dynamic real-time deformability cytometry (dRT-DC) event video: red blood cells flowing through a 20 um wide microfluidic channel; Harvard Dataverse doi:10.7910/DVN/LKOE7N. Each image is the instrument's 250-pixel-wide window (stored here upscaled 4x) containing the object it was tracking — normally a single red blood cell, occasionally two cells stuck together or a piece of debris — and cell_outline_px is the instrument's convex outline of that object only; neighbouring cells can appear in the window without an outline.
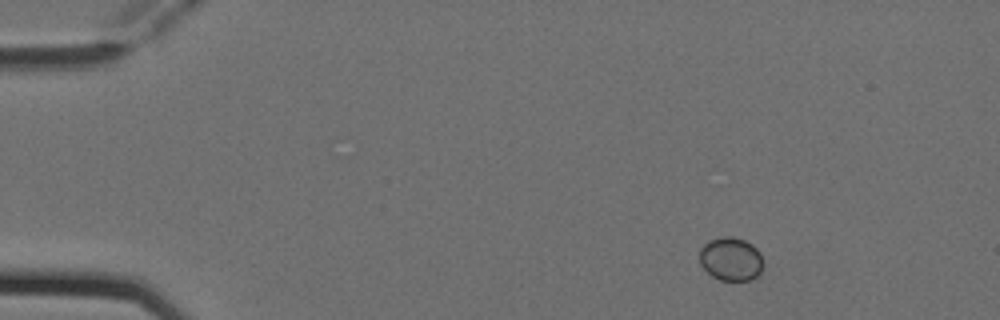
{"species": "Egyptian fruit bat (a non-hibernating species)", "species_latin": "Rousettus aegyptiacus", "temperature_condition": "cold", "stored_images_in_passage": 6, "camera_frame_rate_fps": 3000, "um_per_image_px": 0.085, "animal": {"sex": "female"}, "frame": {"image": 1, "passage_image": 1, "time_ms": 0.0, "image_size_px": [1000, 320], "cell_outline_px": [[764, 264], [760, 272], [756, 276], [748, 280], [720, 280], [712, 276], [700, 264], [700, 248], [708, 240], [724, 236], [732, 236], [744, 240], [752, 244], [760, 252]], "centroid_in_image_um": [62.13, 22.0], "position_along_channel_um": 22.9, "area_um2": 16.18}}
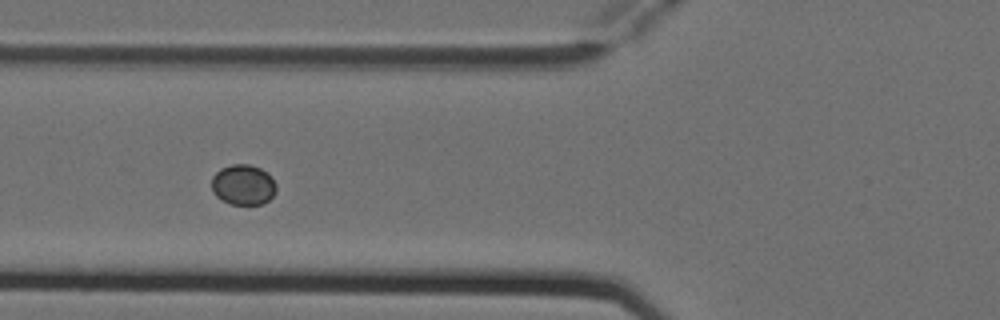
{"frame": {"image": 2, "passage_image": 4, "time_ms": 1.0, "image_size_px": [1000, 320], "cell_outline_px": [[276, 192], [264, 204], [232, 204], [216, 196], [212, 192], [212, 176], [220, 168], [232, 164], [248, 164], [260, 168], [268, 172], [276, 184]], "centroid_in_image_um": [20.68, 15.69], "position_along_channel_um": 105.1, "area_um2": 15.26}}
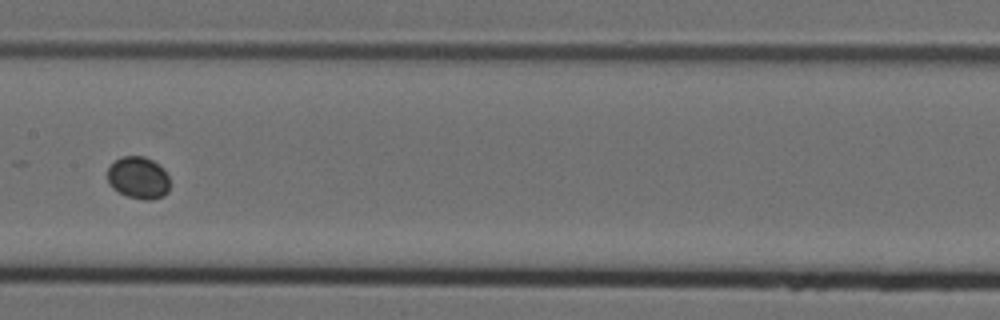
{"frame": {"image": 3, "passage_image": 6, "time_ms": 1.667, "image_size_px": [1000, 320], "cell_outline_px": [[168, 192], [164, 196], [152, 200], [144, 200], [128, 196], [112, 188], [108, 184], [108, 168], [116, 160], [124, 156], [144, 156], [152, 160], [164, 168], [168, 176]], "centroid_in_image_um": [11.77, 15.12], "position_along_channel_um": 195.6, "area_um2": 15.32}}